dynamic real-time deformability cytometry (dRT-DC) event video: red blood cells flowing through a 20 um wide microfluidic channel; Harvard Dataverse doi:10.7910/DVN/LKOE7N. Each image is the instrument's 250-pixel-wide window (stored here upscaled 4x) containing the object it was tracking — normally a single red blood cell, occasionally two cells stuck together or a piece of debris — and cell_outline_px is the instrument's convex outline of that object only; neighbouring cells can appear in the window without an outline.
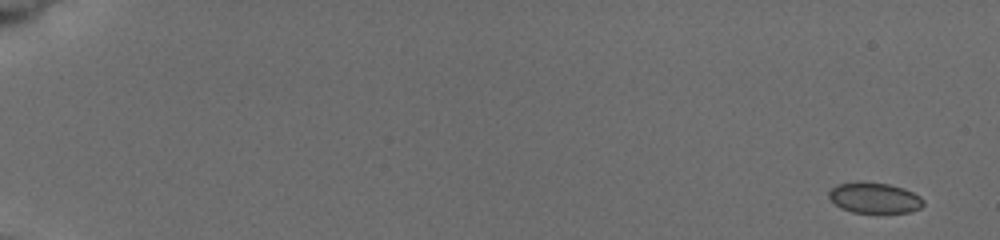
{"species": "common noctule bat (a hibernating species)", "species_latin": "Nyctalus noctula", "temperature_condition": "cold", "stored_images_in_passage": 8, "camera_frame_rate_fps": 3000, "um_per_image_px": 0.085, "animal": {"sex": "female", "body_mass_g": 19.5, "forearm_length_mm": 54.1}, "frame": {"image": 1, "passage_image": 1, "time_ms": 0.0, "image_size_px": [1000, 240], "cell_outline_px": [[924, 204], [920, 208], [908, 212], [852, 212], [840, 208], [828, 196], [828, 192], [836, 184], [856, 180], [860, 180], [888, 184], [904, 188], [920, 196], [924, 200]], "centroid_in_image_um": [74.3, 16.79], "position_along_channel_um": 10.7, "area_um2": 17.05}}
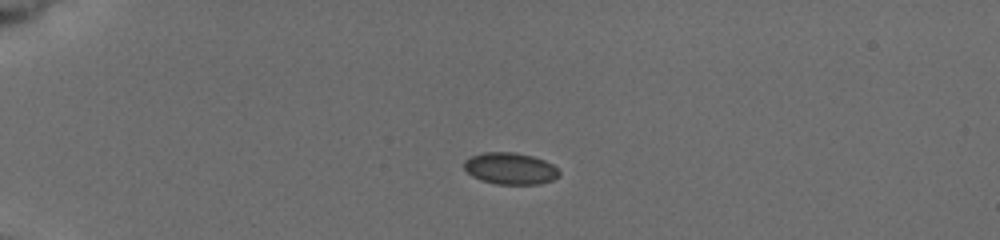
{"frame": {"image": 2, "passage_image": 5, "time_ms": 4.333, "image_size_px": [1000, 240], "cell_outline_px": [[560, 176], [552, 180], [540, 184], [496, 184], [480, 180], [472, 176], [464, 168], [464, 160], [472, 156], [484, 152], [516, 152], [532, 156], [544, 160], [552, 164], [560, 172]], "centroid_in_image_um": [43.38, 14.32], "position_along_channel_um": 41.6, "area_um2": 17.63}}
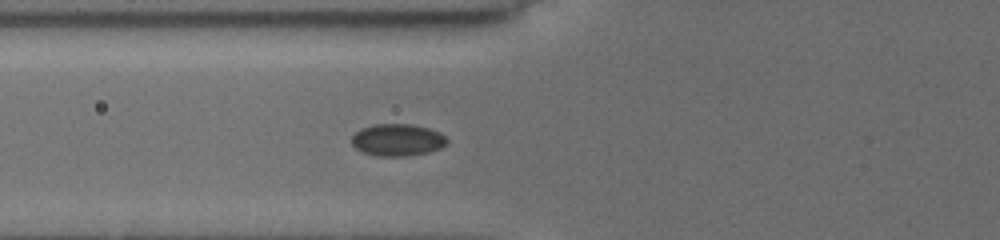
{"frame": {"image": 3, "passage_image": 8, "time_ms": 7.0, "image_size_px": [1000, 240], "cell_outline_px": [[448, 144], [440, 148], [428, 152], [408, 156], [376, 156], [364, 152], [356, 148], [352, 144], [352, 136], [360, 128], [372, 124], [412, 124], [428, 128], [440, 132], [448, 140]], "centroid_in_image_um": [33.79, 11.89], "position_along_channel_um": 92.0, "area_um2": 17.92}}